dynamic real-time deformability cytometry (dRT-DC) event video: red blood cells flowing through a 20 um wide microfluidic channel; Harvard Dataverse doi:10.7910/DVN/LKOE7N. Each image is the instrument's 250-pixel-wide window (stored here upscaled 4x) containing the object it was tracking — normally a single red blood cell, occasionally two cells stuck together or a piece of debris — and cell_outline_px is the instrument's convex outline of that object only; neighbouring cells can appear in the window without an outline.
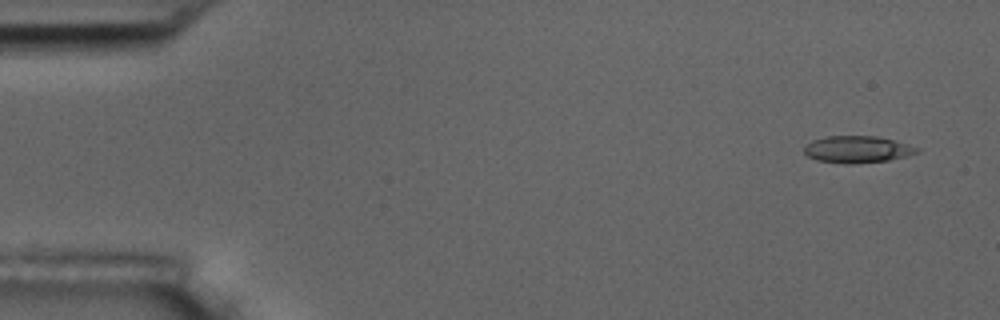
{"species": "common noctule bat (a hibernating species)", "species_latin": "Nyctalus noctula", "temperature_condition": "room temperature", "stored_images_in_passage": 6, "segment_of_instrument_passage": [1, 2], "camera_frame_rate_fps": 3000, "um_per_image_px": 0.085, "animal": {"sex": "male", "body_mass_g": 17.5, "forearm_length_mm": 52.3}, "frame": {"image": 1, "passage_image": 1, "time_ms": 0.0, "image_size_px": [1000, 320], "cell_outline_px": [[920, 148], [916, 152], [904, 156], [888, 160], [852, 164], [844, 164], [816, 160], [808, 156], [804, 152], [804, 144], [812, 140], [828, 136], [876, 136], [892, 140]], "centroid_in_image_um": [72.79, 12.7], "position_along_channel_um": 12.2, "area_um2": 17.51}}
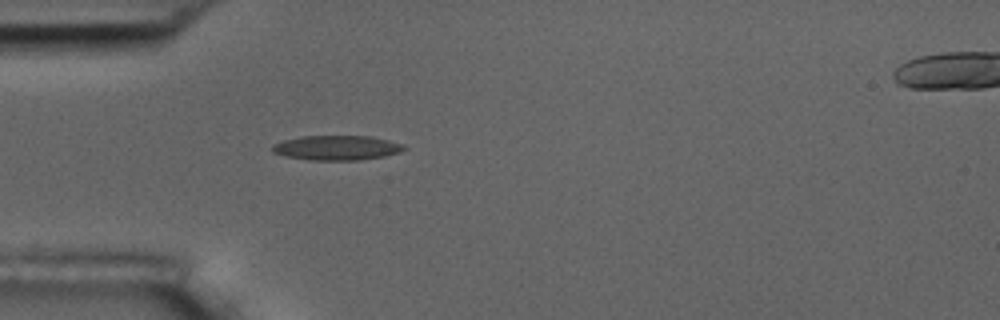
{"frame": {"image": 2, "passage_image": 5, "time_ms": 4.333, "image_size_px": [1000, 320], "cell_outline_px": [[408, 148], [400, 152], [384, 156], [360, 160], [312, 160], [288, 156], [272, 152], [272, 144], [284, 140], [300, 136], [372, 136], [404, 144]], "centroid_in_image_um": [28.66, 12.55], "position_along_channel_um": 56.3, "area_um2": 18.96}}